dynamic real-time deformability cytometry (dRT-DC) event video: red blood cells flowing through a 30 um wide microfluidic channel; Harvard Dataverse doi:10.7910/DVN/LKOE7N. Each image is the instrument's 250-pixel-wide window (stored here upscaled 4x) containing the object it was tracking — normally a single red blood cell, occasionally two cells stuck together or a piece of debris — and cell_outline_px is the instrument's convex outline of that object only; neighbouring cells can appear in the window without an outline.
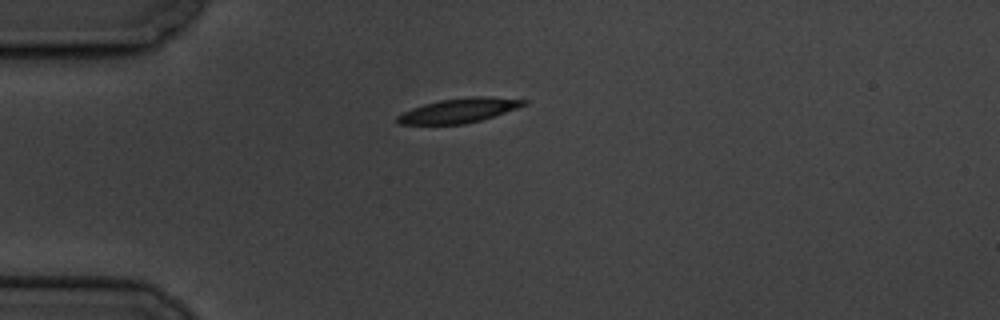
{"species": "common noctule bat (a hibernating species)", "species_latin": "Nyctalus noctula", "temperature_condition": "cold", "stored_images_in_passage": 8, "camera_frame_rate_fps": 3000, "um_per_image_px": 0.085, "animal": {"sex": "male", "body_mass_g": 19.5, "forearm_length_mm": 54.6}, "frame": {"image": 1, "passage_image": 1, "time_ms": 0.0, "image_size_px": [1000, 320], "cell_outline_px": [[528, 104], [480, 120], [464, 124], [400, 124], [396, 120], [396, 116], [412, 108], [424, 104], [440, 100], [472, 96], [488, 96], [528, 100]], "centroid_in_image_um": [39.02, 9.38], "position_along_channel_um": 46.0, "area_um2": 17.8}}
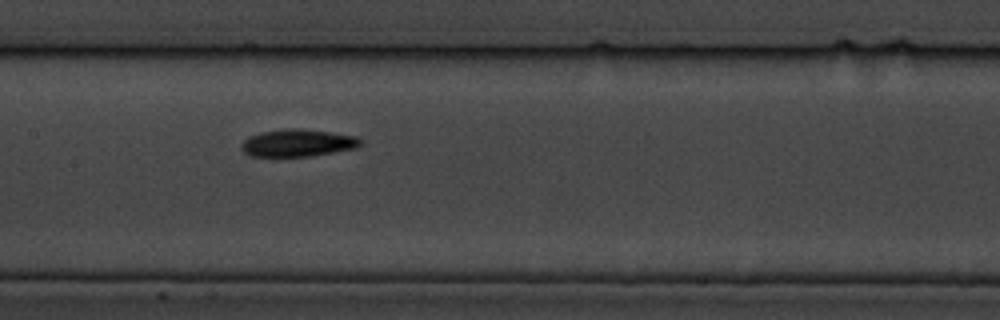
{"frame": {"image": 2, "passage_image": 5, "time_ms": 4.667, "image_size_px": [1000, 320], "cell_outline_px": [[360, 144], [356, 148], [312, 156], [276, 160], [248, 156], [240, 148], [240, 144], [248, 136], [260, 132], [288, 128], [296, 128], [328, 132], [356, 136], [360, 140]], "centroid_in_image_um": [25.17, 12.21], "position_along_channel_um": 182.2, "area_um2": 19.83}}
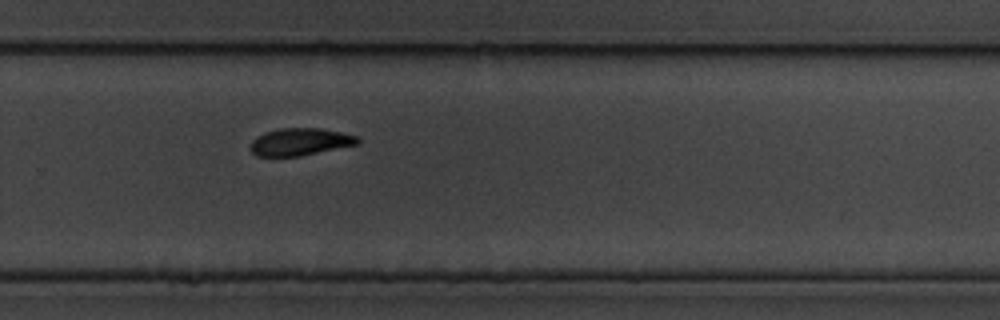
{"frame": {"image": 3, "passage_image": 8, "time_ms": 8.333, "image_size_px": [1000, 320], "cell_outline_px": [[360, 144], [300, 156], [256, 156], [252, 152], [252, 140], [256, 136], [264, 132], [280, 128], [320, 128], [340, 132], [356, 136], [360, 140]], "centroid_in_image_um": [25.52, 12.05], "position_along_channel_um": 304.3, "area_um2": 17.05}}